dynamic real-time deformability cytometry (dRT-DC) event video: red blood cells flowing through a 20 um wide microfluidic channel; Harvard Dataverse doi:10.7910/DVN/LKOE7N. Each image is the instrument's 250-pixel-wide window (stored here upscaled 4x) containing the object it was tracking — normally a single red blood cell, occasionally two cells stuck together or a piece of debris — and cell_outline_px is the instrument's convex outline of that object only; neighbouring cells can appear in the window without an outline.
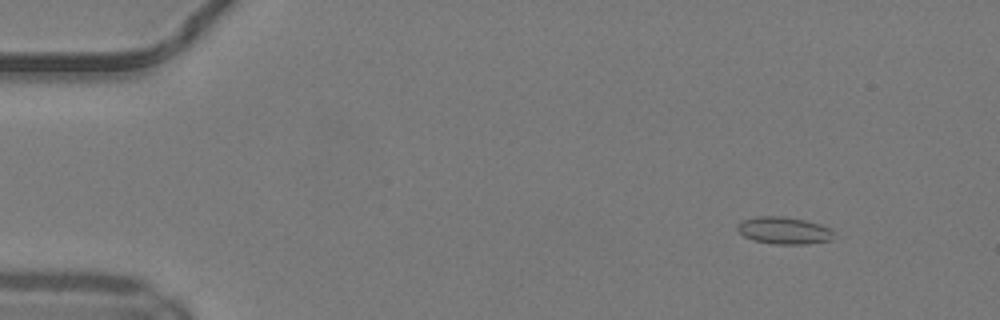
{"species": "common noctule bat (a hibernating species)", "species_latin": "Nyctalus noctula", "temperature_condition": "warm", "stored_images_in_passage": 50, "camera_frame_rate_fps": 3000, "um_per_image_px": 0.085, "animal": {"sex": "male", "body_mass_g": 19.2, "forearm_length_mm": 51.8}, "frame": {"image": 1, "passage_image": 6, "time_ms": 1.667, "image_size_px": [1000, 320], "cell_outline_px": [[832, 240], [808, 244], [776, 244], [752, 240], [744, 236], [736, 228], [736, 224], [740, 220], [756, 216], [784, 216], [804, 220], [820, 224], [832, 228]], "centroid_in_image_um": [66.61, 19.58], "position_along_channel_um": 18.4, "area_um2": 15.43}}
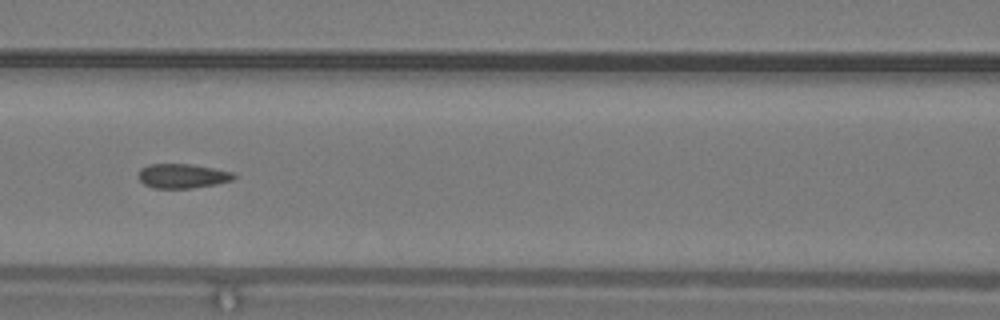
{"frame": {"image": 2, "passage_image": 23, "time_ms": 7.333, "image_size_px": [1000, 320], "cell_outline_px": [[236, 176], [232, 180], [216, 184], [192, 188], [152, 188], [144, 184], [140, 180], [140, 168], [148, 164], [192, 164], [232, 172]], "centroid_in_image_um": [15.5, 14.96], "position_along_channel_um": 151.1, "area_um2": 13.47}}
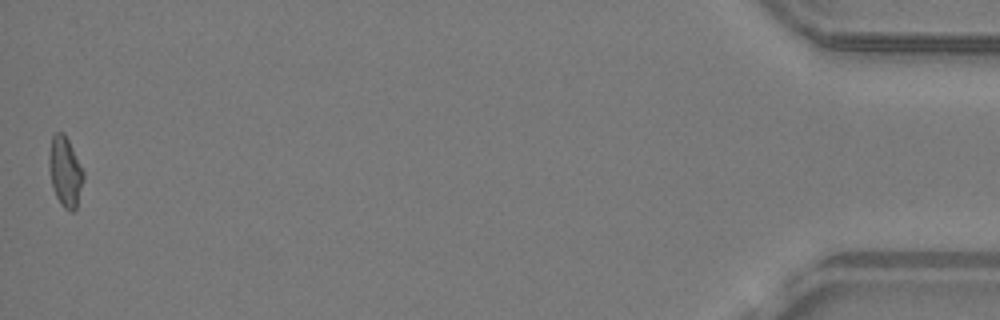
{"frame": {"image": 3, "passage_image": 50, "time_ms": 16.333, "image_size_px": [1000, 320], "cell_outline_px": [[84, 180], [76, 208], [72, 212], [64, 208], [60, 204], [52, 188], [48, 168], [48, 156], [52, 136], [56, 132], [64, 132], [84, 172]], "centroid_in_image_um": [5.52, 14.61], "position_along_channel_um": 429.7, "area_um2": 14.16}, "authors_computed_cell_mechanics": {"area_um2": 14.1032, "velocity_mm_per_s": 4.1739, "shape_relaxation_time_tau1_ms": null, "shape_relaxation_time_tau2_ms": 1.0685, "deformation_change_tau1": null, "deformation_change_tau2": 0.0467}}